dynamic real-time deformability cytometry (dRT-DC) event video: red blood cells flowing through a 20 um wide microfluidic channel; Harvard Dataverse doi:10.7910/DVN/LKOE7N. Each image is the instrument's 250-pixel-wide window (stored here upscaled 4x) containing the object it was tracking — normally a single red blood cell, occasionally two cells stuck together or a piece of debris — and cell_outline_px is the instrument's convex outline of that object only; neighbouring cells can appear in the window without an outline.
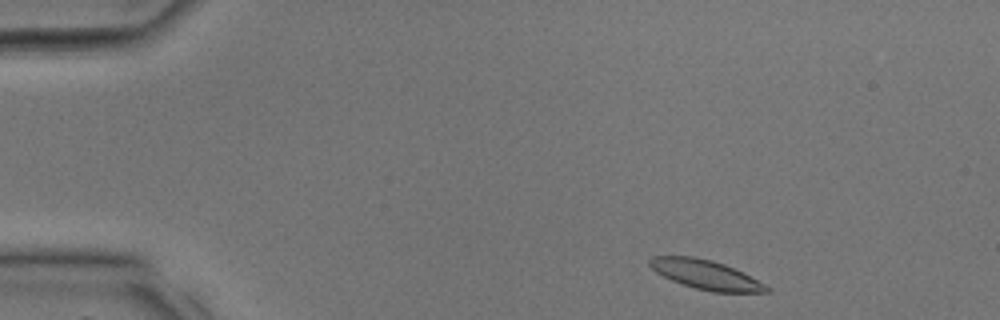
{"species": "common noctule bat (a hibernating species)", "species_latin": "Nyctalus noctula", "temperature_condition": "room temperature", "stored_images_in_passage": 28, "camera_frame_rate_fps": 3000, "um_per_image_px": 0.085, "animal": {"sex": "male", "body_mass_g": 17.9, "forearm_length_mm": 54.2}, "frame": {"image": 1, "passage_image": 1, "time_ms": 0.0, "image_size_px": [1000, 320], "cell_outline_px": [[772, 288], [768, 292], [712, 292], [696, 288], [672, 280], [656, 272], [648, 264], [648, 260], [652, 256], [692, 256], [712, 260], [724, 264]], "centroid_in_image_um": [59.95, 23.34], "position_along_channel_um": 25.1, "area_um2": 19.54}}
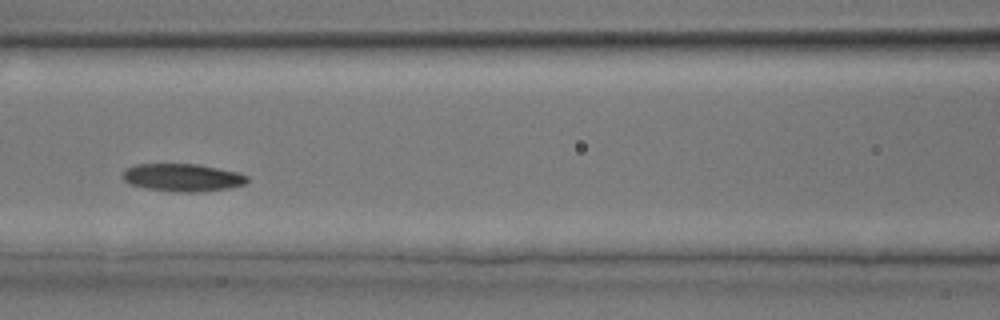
{"frame": {"image": 2, "passage_image": 11, "time_ms": 3.333, "image_size_px": [1000, 320], "cell_outline_px": [[248, 180], [244, 184], [228, 188], [192, 192], [176, 192], [144, 188], [128, 184], [124, 180], [124, 172], [128, 168], [136, 164], [196, 164], [240, 172], [248, 176]], "centroid_in_image_um": [15.52, 15.09], "position_along_channel_um": 151.1, "area_um2": 20.0}}
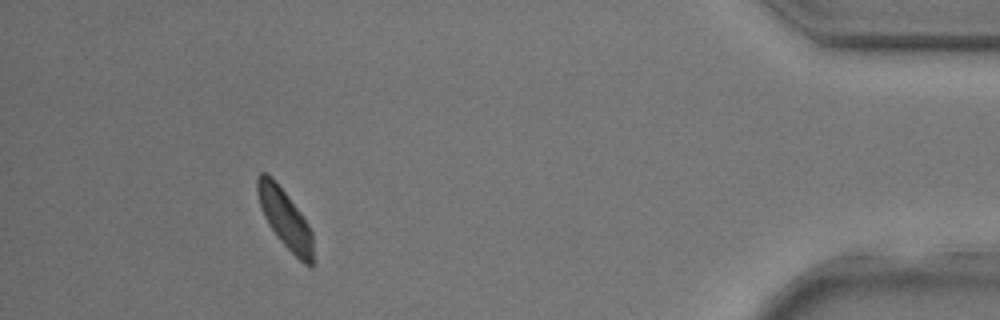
{"frame": {"image": 3, "passage_image": 26, "time_ms": 8.333, "image_size_px": [1000, 320], "cell_outline_px": [[312, 268], [304, 264], [276, 236], [268, 224], [264, 216], [256, 192], [256, 180], [260, 172], [264, 172], [272, 176], [288, 196], [300, 212], [308, 224], [312, 232]], "centroid_in_image_um": [24.2, 18.55], "position_along_channel_um": 411.0, "area_um2": 18.9}}